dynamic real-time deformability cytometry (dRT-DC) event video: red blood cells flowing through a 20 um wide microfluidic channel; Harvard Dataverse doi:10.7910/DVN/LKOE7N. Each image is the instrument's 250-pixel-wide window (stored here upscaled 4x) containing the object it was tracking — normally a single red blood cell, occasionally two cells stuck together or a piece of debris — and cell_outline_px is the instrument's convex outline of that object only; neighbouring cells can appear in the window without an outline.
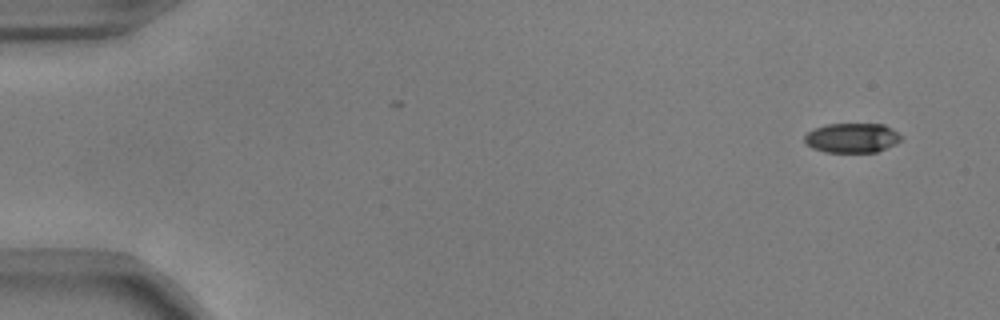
{"species": "common noctule bat (a hibernating species)", "species_latin": "Nyctalus noctula", "temperature_condition": "warm", "stored_images_in_passage": 43, "camera_frame_rate_fps": 3000, "um_per_image_px": 0.085, "animal": {"sex": "male", "body_mass_g": 17.9, "forearm_length_mm": 54.2}, "frame": {"image": 1, "passage_image": 1, "time_ms": 0.0, "image_size_px": [1000, 320], "cell_outline_px": [[900, 140], [896, 144], [876, 152], [824, 152], [812, 148], [804, 140], [804, 136], [808, 132], [816, 128], [828, 124], [884, 124], [892, 128], [900, 136]], "centroid_in_image_um": [72.42, 11.72], "position_along_channel_um": 12.6, "area_um2": 16.53}}
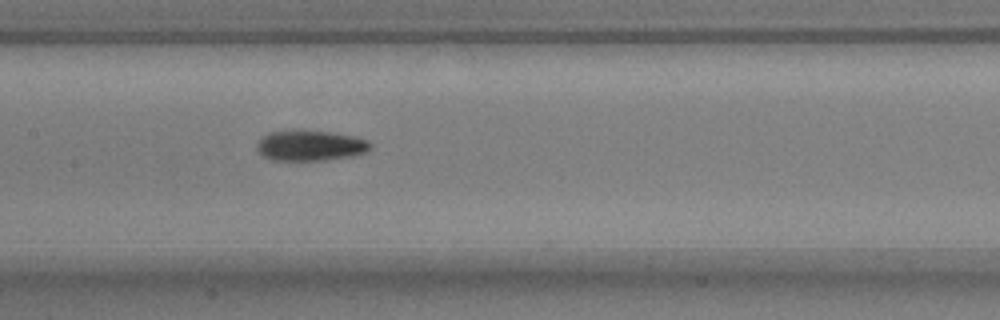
{"frame": {"image": 2, "passage_image": 25, "time_ms": 8.0, "image_size_px": [1000, 320], "cell_outline_px": [[372, 148], [368, 152], [352, 156], [328, 160], [272, 160], [264, 156], [256, 148], [256, 144], [260, 136], [268, 132], [292, 128], [296, 128], [328, 132], [352, 136], [368, 140], [372, 144]], "centroid_in_image_um": [26.34, 12.34], "position_along_channel_um": 181.1, "area_um2": 20.81}}
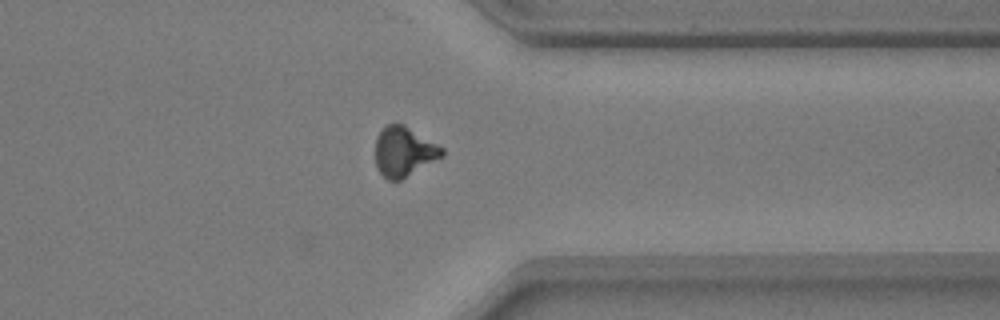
{"frame": {"image": 3, "passage_image": 41, "time_ms": 13.333, "image_size_px": [1000, 320], "cell_outline_px": [[444, 156], [400, 180], [388, 180], [376, 168], [376, 136], [388, 124], [404, 124], [444, 148]], "centroid_in_image_um": [34.34, 12.89], "position_along_channel_um": 377.1, "area_um2": 19.19}, "authors_computed_cell_mechanics": {"area_um2": 19.3052, "velocity_mm_per_s": 3.7403, "shape_relaxation_time_tau1_ms": 3.2806, "shape_relaxation_time_tau2_ms": 4.2096, "deformation_change_tau1": 0.166, "deformation_change_tau2": 0.1088}}